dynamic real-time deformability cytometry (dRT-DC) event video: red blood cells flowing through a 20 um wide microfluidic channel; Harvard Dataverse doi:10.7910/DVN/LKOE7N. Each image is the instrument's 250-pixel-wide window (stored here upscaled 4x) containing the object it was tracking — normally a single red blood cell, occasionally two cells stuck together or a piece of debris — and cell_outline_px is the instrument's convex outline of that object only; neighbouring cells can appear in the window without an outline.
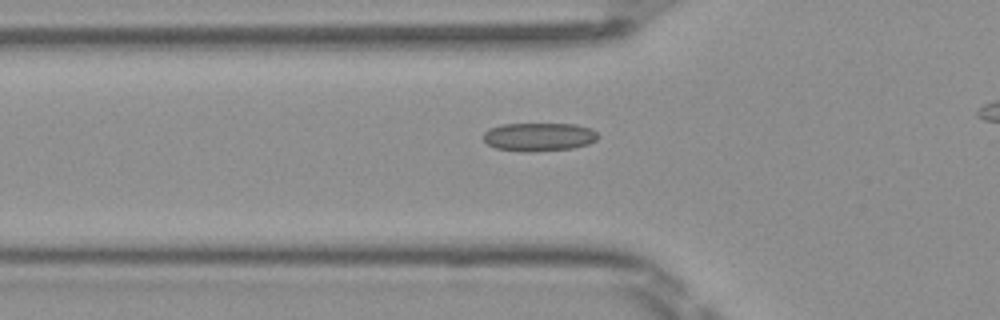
{"species": "Egyptian fruit bat (a non-hibernating species)", "species_latin": "Rousettus aegyptiacus", "temperature_condition": "room temperature", "stored_images_in_passage": 40, "camera_frame_rate_fps": 3000, "um_per_image_px": 0.085, "frame": {"image": 1, "passage_image": 13, "time_ms": 4.0, "image_size_px": [1000, 320], "cell_outline_px": [[600, 136], [596, 140], [588, 144], [572, 148], [528, 152], [520, 152], [496, 148], [488, 144], [484, 140], [484, 132], [500, 124], [576, 124], [592, 128]], "centroid_in_image_um": [45.83, 11.63], "position_along_channel_um": 80.0, "area_um2": 19.02}}
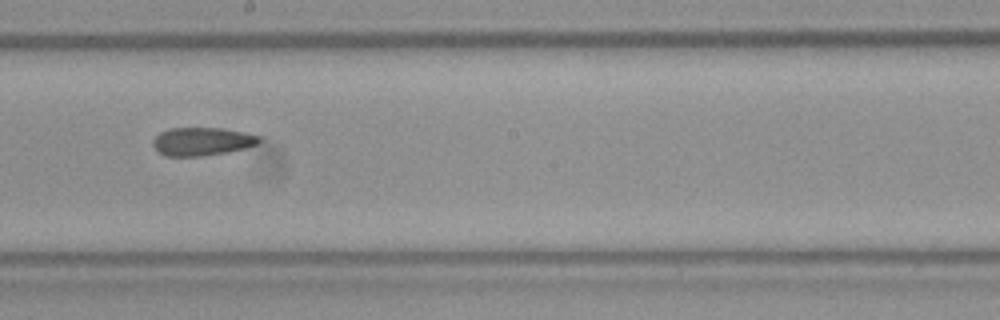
{"frame": {"image": 2, "passage_image": 24, "time_ms": 7.667, "image_size_px": [1000, 320], "cell_outline_px": [[260, 140], [256, 144], [244, 148], [228, 152], [200, 156], [164, 156], [156, 152], [152, 144], [152, 140], [160, 132], [168, 128], [220, 128], [244, 132], [260, 136]], "centroid_in_image_um": [17.11, 12.03], "position_along_channel_um": 231.1, "area_um2": 17.51}}
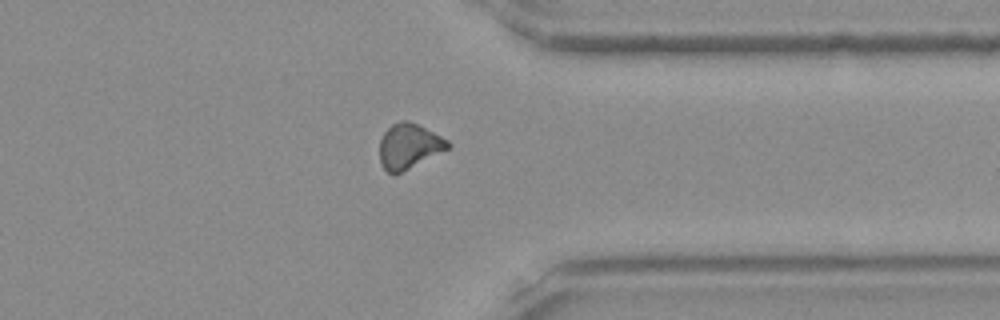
{"frame": {"image": 3, "passage_image": 35, "time_ms": 11.333, "image_size_px": [1000, 320], "cell_outline_px": [[452, 144], [448, 148], [396, 176], [392, 176], [380, 164], [380, 140], [384, 132], [392, 124], [400, 120], [408, 120], [420, 124], [448, 140]], "centroid_in_image_um": [34.75, 12.43], "position_along_channel_um": 376.7, "area_um2": 18.21}, "authors_computed_cell_mechanics": {"area_um2": 18.3804, "velocity_mm_per_s": 4.0959, "shape_relaxation_time_tau1_ms": null, "shape_relaxation_time_tau2_ms": 8.3301, "deformation_change_tau1": null, "deformation_change_tau2": 0.1476}}